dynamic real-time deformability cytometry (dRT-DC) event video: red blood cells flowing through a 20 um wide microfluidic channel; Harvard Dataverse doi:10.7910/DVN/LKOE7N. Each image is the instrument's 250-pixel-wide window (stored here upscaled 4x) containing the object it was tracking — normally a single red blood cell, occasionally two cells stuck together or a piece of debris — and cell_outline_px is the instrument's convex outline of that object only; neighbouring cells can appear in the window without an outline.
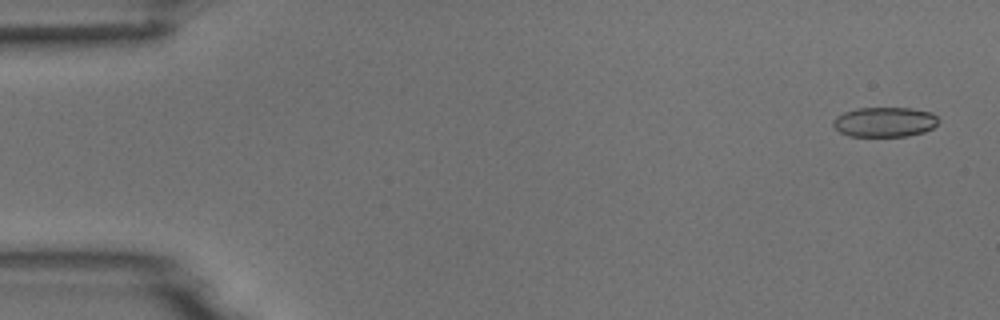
{"species": "common noctule bat (a hibernating species)", "species_latin": "Nyctalus noctula", "temperature_condition": "room temperature", "stored_images_in_passage": 6, "camera_frame_rate_fps": 3000, "um_per_image_px": 0.085, "animal": {"sex": "male", "body_mass_g": 18.8}, "frame": {"image": 1, "passage_image": 1, "time_ms": 0.0, "image_size_px": [1000, 320], "cell_outline_px": [[940, 120], [932, 128], [924, 132], [908, 136], [848, 136], [840, 132], [832, 124], [832, 120], [836, 116], [844, 112], [856, 108], [912, 108], [932, 112]], "centroid_in_image_um": [75.19, 10.36], "position_along_channel_um": 9.8, "area_um2": 18.44}}
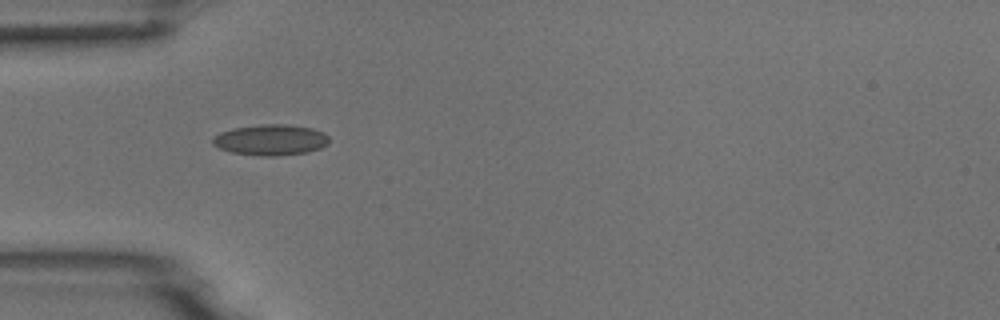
{"frame": {"image": 2, "passage_image": 5, "time_ms": 4.667, "image_size_px": [1000, 320], "cell_outline_px": [[328, 144], [320, 148], [308, 152], [276, 156], [256, 156], [232, 152], [220, 148], [212, 144], [212, 140], [220, 132], [232, 128], [260, 124], [288, 124], [312, 128], [324, 132], [328, 136]], "centroid_in_image_um": [23.02, 11.89], "position_along_channel_um": 62.0, "area_um2": 21.04}}